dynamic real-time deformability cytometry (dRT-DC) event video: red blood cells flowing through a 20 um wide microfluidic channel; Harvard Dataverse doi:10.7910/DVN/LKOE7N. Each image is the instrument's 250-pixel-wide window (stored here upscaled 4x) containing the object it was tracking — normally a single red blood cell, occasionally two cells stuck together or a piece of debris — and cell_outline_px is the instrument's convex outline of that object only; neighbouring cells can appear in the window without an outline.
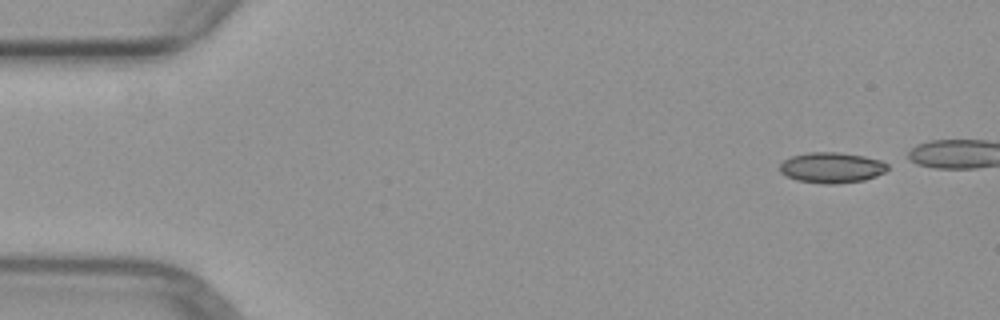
{"species": "common noctule bat (a hibernating species)", "species_latin": "Nyctalus noctula", "temperature_condition": "warm", "stored_images_in_passage": 7, "camera_frame_rate_fps": 3000, "um_per_image_px": 0.085, "animal": {"sex": "female", "body_mass_g": 29.2, "forearm_length_mm": 56.3}, "frame": {"image": 1, "passage_image": 1, "time_ms": 0.0, "image_size_px": [1000, 320], "cell_outline_px": [[888, 168], [884, 172], [876, 176], [864, 180], [836, 184], [820, 184], [796, 180], [784, 176], [780, 172], [780, 164], [784, 160], [792, 156], [808, 152], [836, 152], [864, 156], [880, 160], [888, 164]], "centroid_in_image_um": [70.66, 14.26], "position_along_channel_um": 14.3, "area_um2": 19.36}}
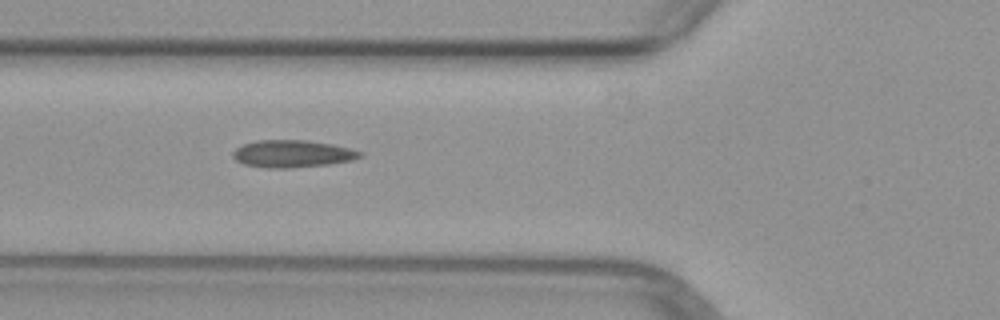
{"frame": {"image": 2, "passage_image": 6, "time_ms": 6.667, "image_size_px": [1000, 320], "cell_outline_px": [[364, 156], [352, 160], [328, 164], [288, 168], [264, 168], [244, 164], [236, 160], [232, 156], [232, 152], [236, 148], [244, 144], [256, 140], [308, 140], [332, 144], [364, 152]], "centroid_in_image_um": [24.85, 13.07], "position_along_channel_um": 100.9, "area_um2": 20.29}}
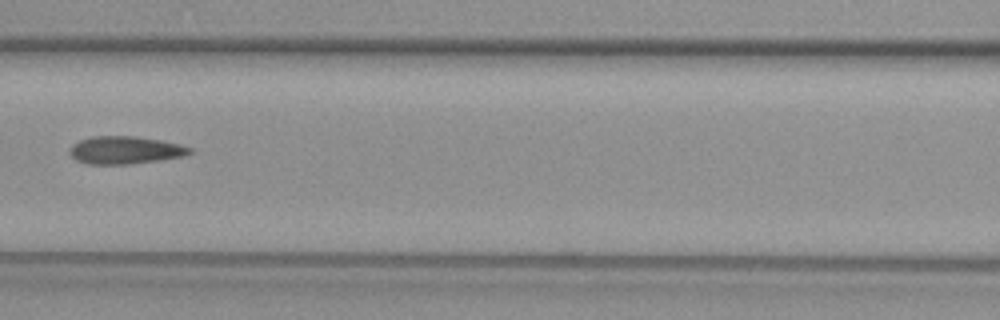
{"frame": {"image": 3, "passage_image": 7, "time_ms": 8.0, "image_size_px": [1000, 320], "cell_outline_px": [[192, 152], [184, 156], [160, 160], [128, 164], [88, 164], [76, 160], [68, 152], [72, 144], [80, 140], [92, 136], [136, 136], [160, 140], [180, 144], [192, 148]], "centroid_in_image_um": [10.63, 12.76], "position_along_channel_um": 156.0, "area_um2": 19.42}}